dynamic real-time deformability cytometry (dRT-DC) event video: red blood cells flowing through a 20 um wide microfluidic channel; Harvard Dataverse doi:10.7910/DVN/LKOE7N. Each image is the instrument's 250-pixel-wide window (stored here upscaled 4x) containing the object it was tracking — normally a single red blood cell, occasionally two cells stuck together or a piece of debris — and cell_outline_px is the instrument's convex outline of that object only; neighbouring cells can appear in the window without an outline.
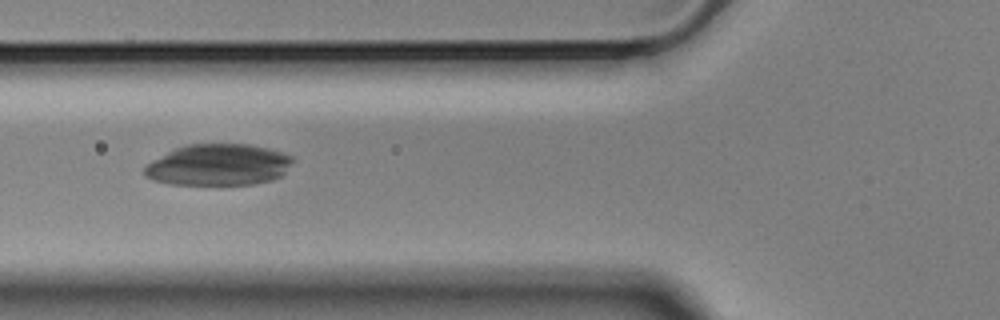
{"species": "Egyptian fruit bat (a non-hibernating species)", "species_latin": "Rousettus aegyptiacus", "temperature_condition": "cold", "stored_images_in_passage": 36, "camera_frame_rate_fps": 3000, "um_per_image_px": 0.085, "animal": {"sex": "male"}, "frame": {"image": 1, "passage_image": 6, "time_ms": 1.667, "image_size_px": [1000, 320], "cell_outline_px": [[292, 160], [284, 172], [280, 176], [272, 180], [252, 184], [172, 184], [152, 180], [144, 176], [144, 164], [176, 148], [188, 144], [248, 144], [268, 148], [292, 156]], "centroid_in_image_um": [18.51, 14.01], "position_along_channel_um": 107.3, "area_um2": 35.55}}
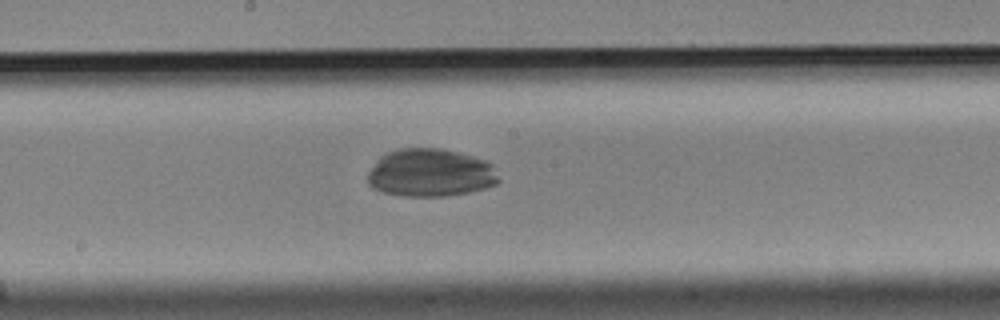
{"frame": {"image": 2, "passage_image": 15, "time_ms": 4.667, "image_size_px": [1000, 320], "cell_outline_px": [[500, 180], [496, 184], [484, 188], [468, 192], [448, 196], [404, 196], [384, 192], [372, 188], [368, 184], [368, 172], [380, 156], [388, 152], [400, 148], [440, 148], [472, 156], [484, 160], [492, 164]], "centroid_in_image_um": [36.57, 14.69], "position_along_channel_um": 211.6, "area_um2": 36.53}}
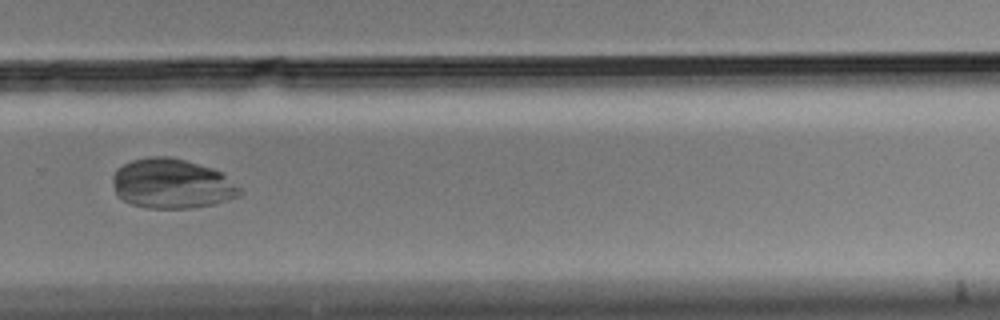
{"frame": {"image": 3, "passage_image": 24, "time_ms": 7.667, "image_size_px": [1000, 320], "cell_outline_px": [[244, 192], [240, 196], [212, 204], [192, 208], [148, 208], [132, 204], [124, 200], [116, 192], [112, 180], [112, 176], [116, 168], [132, 160], [148, 156], [168, 156], [184, 160], [212, 168], [224, 172]], "centroid_in_image_um": [14.63, 15.6], "position_along_channel_um": 315.2, "area_um2": 36.93}}